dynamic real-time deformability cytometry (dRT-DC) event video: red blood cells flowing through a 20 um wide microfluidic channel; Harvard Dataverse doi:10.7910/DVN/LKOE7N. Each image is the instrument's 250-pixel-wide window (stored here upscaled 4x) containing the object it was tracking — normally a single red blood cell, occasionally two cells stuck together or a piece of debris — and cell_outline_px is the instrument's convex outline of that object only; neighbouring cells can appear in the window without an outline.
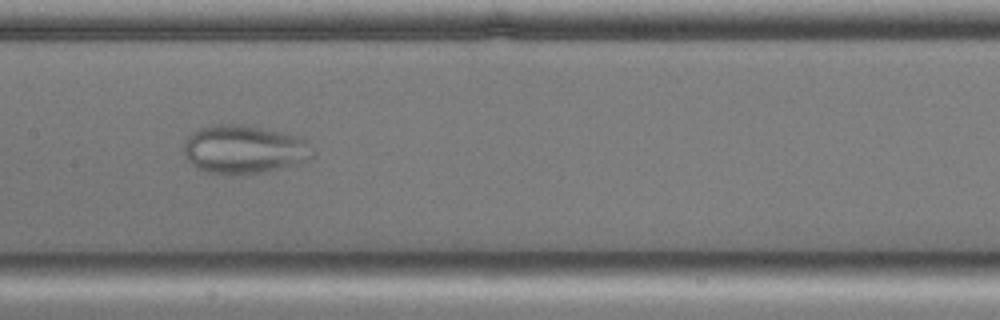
{"species": "common noctule bat (a hibernating species)", "species_latin": "Nyctalus noctula", "temperature_condition": "cold", "stored_images_in_passage": 39, "camera_frame_rate_fps": 3000, "um_per_image_px": 0.085, "animal": {"sex": "male", "body_mass_g": 17.9, "forearm_length_mm": 54.2}, "frame": {"image": 1, "passage_image": 17, "time_ms": 5.333, "image_size_px": [1000, 320], "cell_outline_px": [[312, 156], [308, 160], [300, 164], [264, 172], [228, 176], [208, 172], [196, 168], [188, 160], [184, 152], [184, 144], [188, 136], [192, 132], [200, 128], [212, 124], [240, 124], [288, 132], [304, 136], [312, 144]], "centroid_in_image_um": [20.8, 12.69], "position_along_channel_um": 186.6, "area_um2": 37.34}}
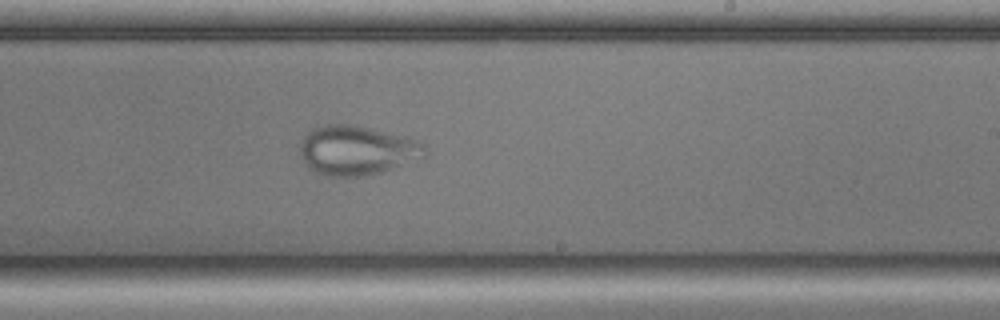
{"frame": {"image": 2, "passage_image": 23, "time_ms": 7.333, "image_size_px": [1000, 320], "cell_outline_px": [[428, 152], [424, 156], [384, 172], [364, 176], [324, 176], [308, 168], [300, 152], [300, 144], [304, 136], [312, 128], [328, 124], [352, 124], [404, 136], [416, 140], [424, 144]], "centroid_in_image_um": [30.32, 12.78], "position_along_channel_um": 258.7, "area_um2": 35.95}}